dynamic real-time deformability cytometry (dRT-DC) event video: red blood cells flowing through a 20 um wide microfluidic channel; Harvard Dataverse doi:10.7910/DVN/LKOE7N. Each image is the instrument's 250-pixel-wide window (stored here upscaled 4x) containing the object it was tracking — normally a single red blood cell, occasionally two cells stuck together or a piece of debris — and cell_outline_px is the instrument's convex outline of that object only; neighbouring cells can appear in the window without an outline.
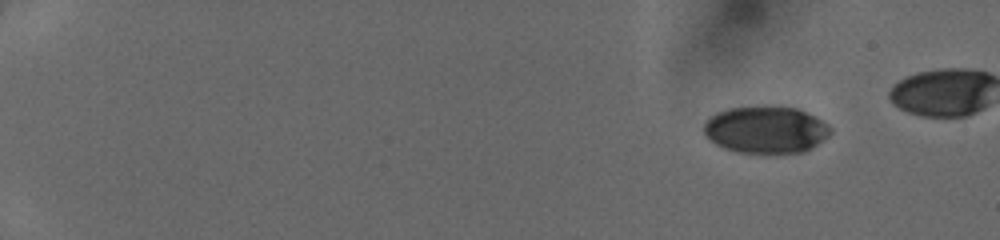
{"species": "human", "species_latin": "Homo sapiens", "temperature_condition": "cold", "stored_images_in_passage": 11, "camera_frame_rate_fps": 3000, "um_per_image_px": 0.085, "donor": {"sex": "female"}, "frame": {"image": 1, "passage_image": 1, "time_ms": 0.0, "image_size_px": [1000, 240], "cell_outline_px": [[832, 132], [828, 136], [804, 152], [736, 152], [724, 148], [716, 144], [704, 132], [704, 120], [716, 112], [728, 108], [760, 104], [780, 104], [796, 108], [808, 112], [828, 124], [832, 128]], "centroid_in_image_um": [65.09, 10.96], "position_along_channel_um": 19.9, "area_um2": 35.32}}